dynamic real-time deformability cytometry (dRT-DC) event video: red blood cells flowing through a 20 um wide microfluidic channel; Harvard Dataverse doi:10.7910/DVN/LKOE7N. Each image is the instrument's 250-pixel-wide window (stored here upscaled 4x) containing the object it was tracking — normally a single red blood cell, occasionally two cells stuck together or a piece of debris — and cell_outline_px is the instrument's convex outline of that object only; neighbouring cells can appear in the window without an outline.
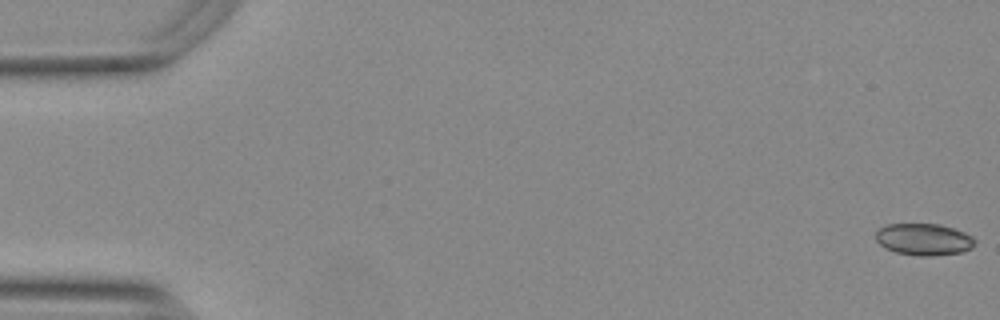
{"species": "Egyptian fruit bat (a non-hibernating species)", "species_latin": "Rousettus aegyptiacus", "temperature_condition": "warm", "stored_images_in_passage": 51, "camera_frame_rate_fps": 3000, "um_per_image_px": 0.085, "animal": {"sex": "female"}, "frame": {"image": 1, "passage_image": 1, "time_ms": 0.0, "image_size_px": [1000, 320], "cell_outline_px": [[976, 240], [972, 248], [960, 252], [932, 256], [920, 256], [896, 252], [884, 248], [876, 240], [876, 232], [880, 228], [888, 224], [940, 224], [964, 232], [972, 236]], "centroid_in_image_um": [78.52, 20.35], "position_along_channel_um": 6.5, "area_um2": 18.32}}
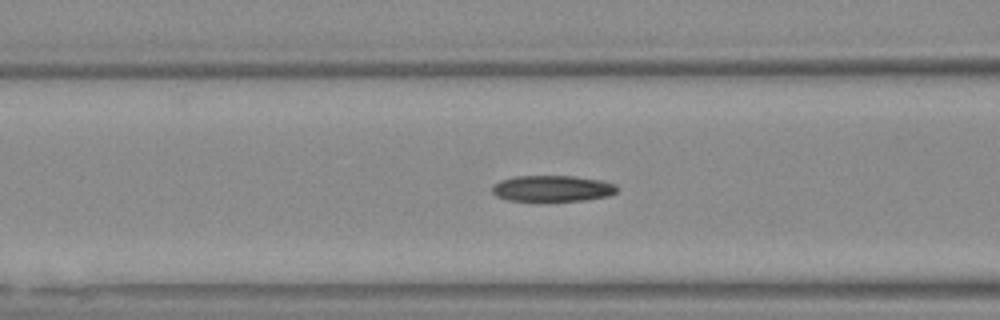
{"frame": {"image": 2, "passage_image": 22, "time_ms": 7.0, "image_size_px": [1000, 320], "cell_outline_px": [[616, 192], [608, 196], [584, 200], [508, 200], [496, 196], [492, 192], [492, 188], [500, 180], [516, 176], [572, 176], [600, 180], [616, 184]], "centroid_in_image_um": [46.95, 16.01], "position_along_channel_um": 119.7, "area_um2": 18.67}}
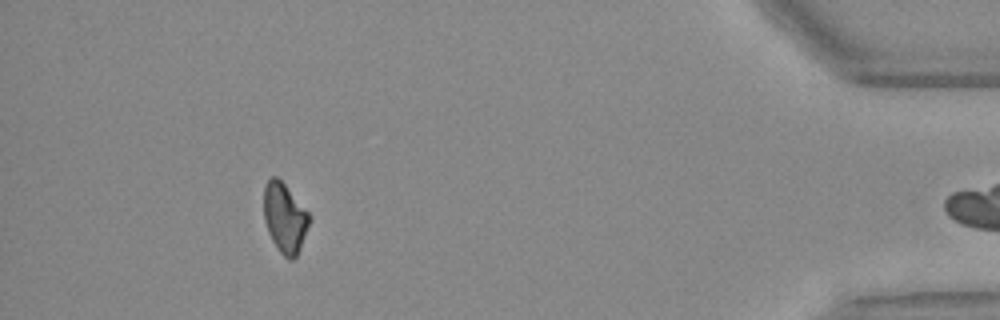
{"frame": {"image": 3, "passage_image": 50, "time_ms": 16.333, "image_size_px": [1000, 320], "cell_outline_px": [[312, 220], [300, 248], [296, 256], [292, 260], [288, 260], [280, 252], [272, 240], [268, 232], [264, 220], [264, 184], [272, 176], [276, 176], [284, 184], [312, 216]], "centroid_in_image_um": [24.22, 18.53], "position_along_channel_um": 411.0, "area_um2": 18.55}}